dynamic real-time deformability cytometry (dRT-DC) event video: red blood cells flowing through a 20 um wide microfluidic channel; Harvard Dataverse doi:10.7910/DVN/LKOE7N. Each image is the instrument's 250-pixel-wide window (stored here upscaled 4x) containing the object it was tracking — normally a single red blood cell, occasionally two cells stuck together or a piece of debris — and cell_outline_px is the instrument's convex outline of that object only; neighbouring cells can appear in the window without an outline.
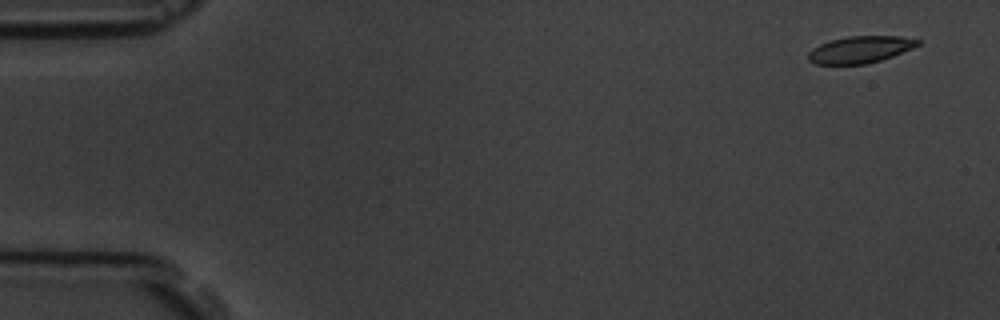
{"species": "common noctule bat (a hibernating species)", "species_latin": "Nyctalus noctula", "temperature_condition": "room temperature", "stored_images_in_passage": 5, "camera_frame_rate_fps": 3000, "um_per_image_px": 0.085, "animal": {"sex": "male", "body_mass_g": 19.5, "forearm_length_mm": 54.6}, "frame": {"image": 1, "passage_image": 1, "time_ms": 0.0, "image_size_px": [1000, 320], "cell_outline_px": [[920, 44], [912, 48], [892, 56], [880, 60], [864, 64], [816, 64], [808, 60], [808, 52], [812, 48], [820, 44], [832, 40], [848, 36], [900, 36], [920, 40]], "centroid_in_image_um": [73.1, 4.21], "position_along_channel_um": 11.9, "area_um2": 16.99}}
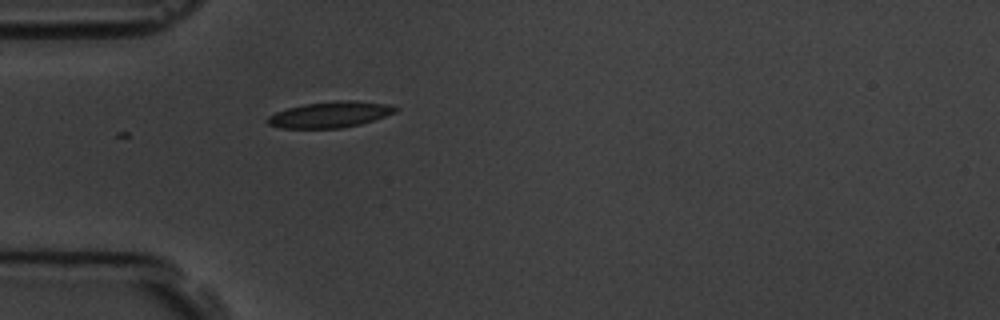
{"frame": {"image": 2, "passage_image": 5, "time_ms": 4.667, "image_size_px": [1000, 320], "cell_outline_px": [[400, 108], [396, 112], [360, 124], [340, 128], [280, 128], [268, 124], [264, 120], [268, 116], [276, 112], [288, 108], [304, 104], [336, 100], [352, 100], [388, 104]], "centroid_in_image_um": [28.03, 9.73], "position_along_channel_um": 57.0, "area_um2": 19.36}}